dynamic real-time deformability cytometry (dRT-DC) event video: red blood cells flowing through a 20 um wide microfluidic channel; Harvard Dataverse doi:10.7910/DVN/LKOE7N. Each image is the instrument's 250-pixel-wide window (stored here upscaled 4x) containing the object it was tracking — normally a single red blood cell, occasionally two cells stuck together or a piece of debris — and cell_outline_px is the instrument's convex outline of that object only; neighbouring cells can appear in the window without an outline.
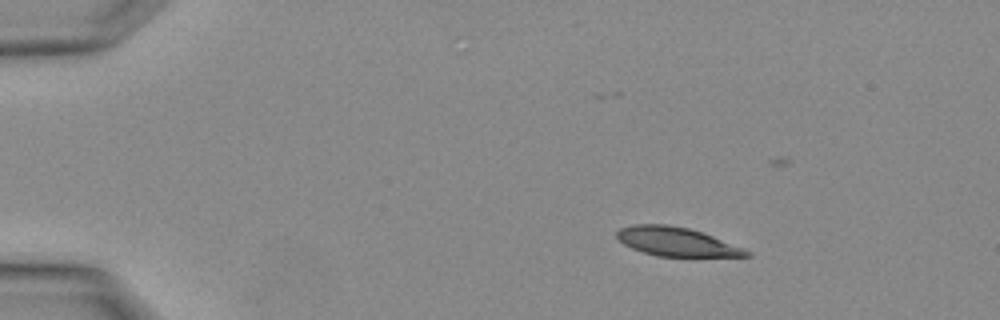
{"species": "Egyptian fruit bat (a non-hibernating species)", "species_latin": "Rousettus aegyptiacus", "temperature_condition": "warm", "stored_images_in_passage": 3, "camera_frame_rate_fps": 3000, "um_per_image_px": 0.085, "animal": {"sex": "female"}, "frame": {"image": 1, "passage_image": 2, "time_ms": 0.333, "image_size_px": [1000, 320], "cell_outline_px": [[752, 256], [656, 256], [632, 248], [624, 244], [616, 236], [616, 232], [620, 228], [632, 224], [664, 224], [688, 228], [712, 236], [744, 248], [752, 252]], "centroid_in_image_um": [57.48, 20.54], "position_along_channel_um": 27.5, "area_um2": 21.5}}